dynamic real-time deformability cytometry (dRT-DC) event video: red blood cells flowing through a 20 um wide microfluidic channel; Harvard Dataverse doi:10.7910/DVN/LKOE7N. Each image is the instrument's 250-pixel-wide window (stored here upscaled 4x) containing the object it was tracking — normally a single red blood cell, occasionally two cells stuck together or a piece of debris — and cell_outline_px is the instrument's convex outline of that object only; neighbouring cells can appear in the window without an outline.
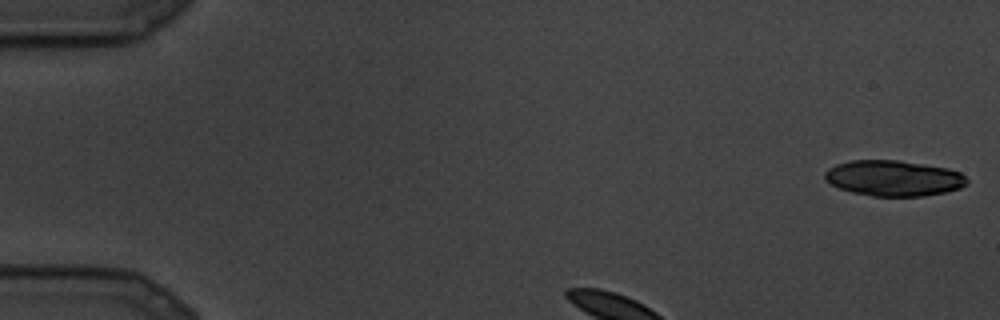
{"species": "common noctule bat (a hibernating species)", "species_latin": "Nyctalus noctula", "temperature_condition": "cold", "stored_images_in_passage": 9, "segment_of_instrument_passage": [1, 2], "camera_frame_rate_fps": 3000, "um_per_image_px": 0.085, "animal": {"sex": "male", "body_mass_g": 19.5, "forearm_length_mm": 54.6}, "frame": {"image": 1, "passage_image": 1, "time_ms": 0.0, "image_size_px": [1000, 320], "cell_outline_px": [[968, 184], [960, 188], [944, 192], [924, 196], [872, 196], [852, 192], [840, 188], [824, 180], [824, 172], [828, 168], [836, 164], [852, 160], [896, 160], [948, 168], [960, 172], [968, 180]], "centroid_in_image_um": [75.95, 15.14], "position_along_channel_um": 9.1, "area_um2": 29.54}}
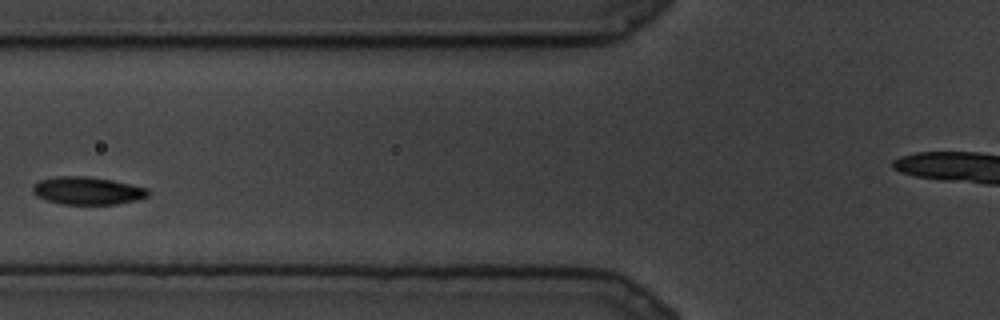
{"frame": {"image": 2, "passage_image": 7, "time_ms": 2.0, "image_size_px": [1000, 320], "cell_outline_px": [[148, 196], [136, 200], [116, 204], [60, 204], [36, 196], [32, 192], [32, 184], [40, 180], [56, 176], [88, 176], [112, 180], [148, 188]], "centroid_in_image_um": [7.4, 16.2], "position_along_channel_um": 118.4, "area_um2": 18.67}}